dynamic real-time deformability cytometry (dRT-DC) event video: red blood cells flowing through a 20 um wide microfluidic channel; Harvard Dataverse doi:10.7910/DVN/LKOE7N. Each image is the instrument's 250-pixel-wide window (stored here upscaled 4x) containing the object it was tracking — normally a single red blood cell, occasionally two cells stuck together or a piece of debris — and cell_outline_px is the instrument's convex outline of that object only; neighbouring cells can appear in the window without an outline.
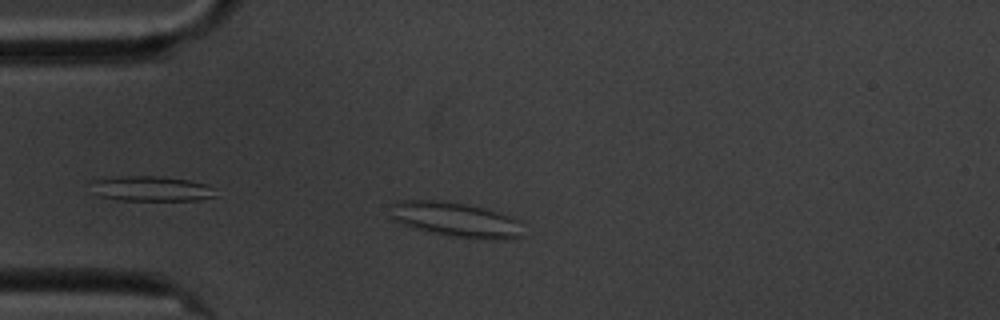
{"species": "common noctule bat (a hibernating species)", "species_latin": "Nyctalus noctula", "temperature_condition": "cold", "stored_images_in_passage": 24, "segment_of_instrument_passage": [1, 2], "camera_frame_rate_fps": 3000, "um_per_image_px": 0.085, "animal": {"sex": "male", "body_mass_g": 20.1, "forearm_length_mm": 53.5}, "frame": {"image": 1, "passage_image": 4, "time_ms": 1.0, "image_size_px": [1000, 320], "cell_outline_px": [[524, 236], [512, 240], [492, 240], [456, 236], [432, 232], [412, 228], [392, 220], [388, 216], [388, 204], [396, 200], [440, 200], [464, 204], [500, 212], [520, 220]], "centroid_in_image_um": [38.71, 18.66], "position_along_channel_um": 46.3, "area_um2": 27.51}}
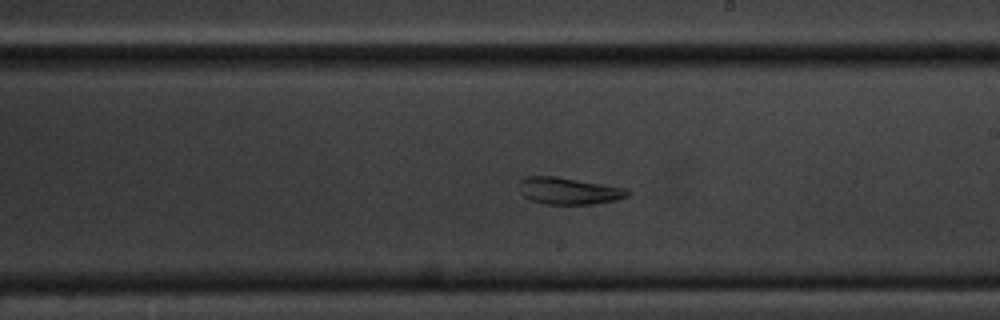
{"frame": {"image": 2, "passage_image": 19, "time_ms": 6.0, "image_size_px": [1000, 320], "cell_outline_px": [[632, 192], [628, 196], [616, 200], [596, 204], [544, 204], [532, 200], [524, 196], [520, 192], [520, 180], [524, 176], [556, 176], [624, 188]], "centroid_in_image_um": [48.34, 16.23], "position_along_channel_um": 240.7, "area_um2": 16.94}}
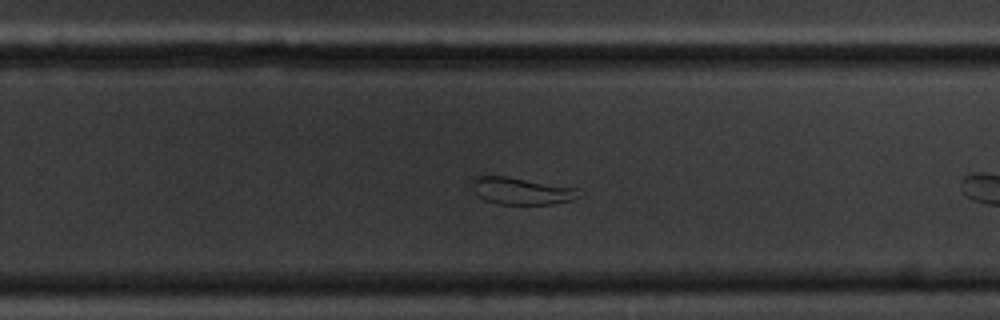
{"frame": {"image": 3, "passage_image": 23, "time_ms": 7.333, "image_size_px": [1000, 320], "cell_outline_px": [[584, 196], [572, 200], [552, 204], [500, 204], [484, 200], [476, 192], [472, 184], [472, 180], [476, 176], [508, 176], [576, 188], [584, 192]], "centroid_in_image_um": [44.4, 16.23], "position_along_channel_um": 285.4, "area_um2": 16.88}}